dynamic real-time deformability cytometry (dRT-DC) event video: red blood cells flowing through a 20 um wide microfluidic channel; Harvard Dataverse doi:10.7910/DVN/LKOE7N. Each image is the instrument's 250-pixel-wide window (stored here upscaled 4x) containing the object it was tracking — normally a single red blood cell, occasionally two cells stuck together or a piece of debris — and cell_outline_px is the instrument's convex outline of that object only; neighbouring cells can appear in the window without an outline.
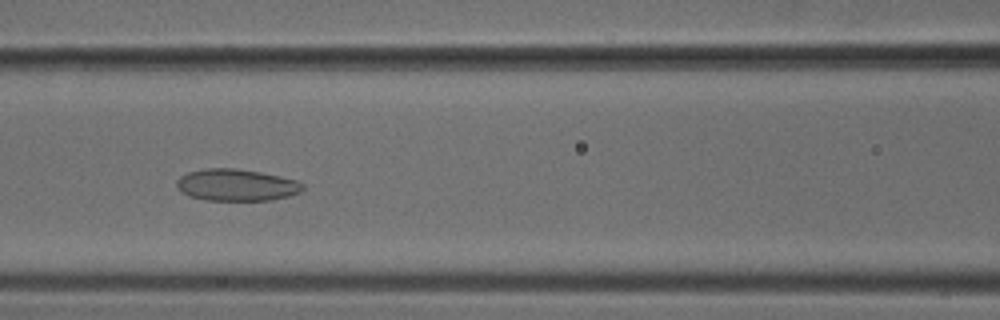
{"species": "common noctule bat (a hibernating species)", "species_latin": "Nyctalus noctula", "temperature_condition": "cold", "stored_images_in_passage": 40, "camera_frame_rate_fps": 3000, "um_per_image_px": 0.085, "animal": {"sex": "male", "body_mass_g": 18.8}, "frame": {"image": 1, "passage_image": 16, "time_ms": 5.0, "image_size_px": [1000, 320], "cell_outline_px": [[304, 188], [300, 192], [288, 196], [272, 200], [204, 200], [188, 196], [180, 192], [176, 188], [176, 180], [180, 176], [188, 172], [208, 168], [236, 168], [260, 172], [280, 176], [296, 180], [304, 184]], "centroid_in_image_um": [20.06, 15.73], "position_along_channel_um": 146.5, "area_um2": 23.58}}
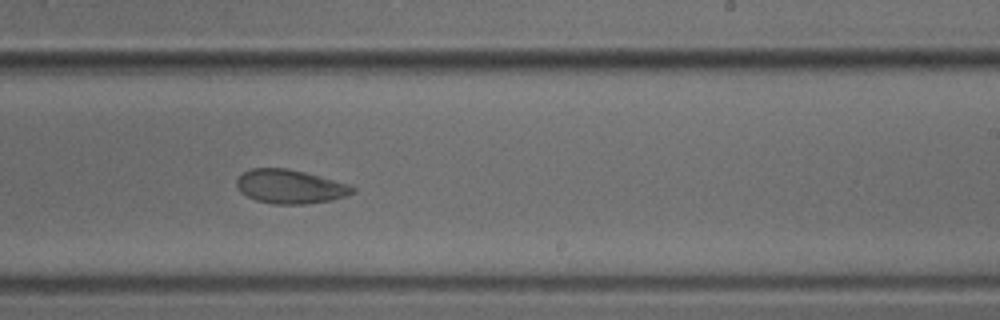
{"frame": {"image": 2, "passage_image": 25, "time_ms": 8.0, "image_size_px": [1000, 320], "cell_outline_px": [[356, 192], [332, 200], [304, 204], [272, 204], [256, 200], [240, 192], [236, 188], [236, 176], [252, 168], [284, 168], [304, 172], [352, 184], [356, 188]], "centroid_in_image_um": [24.66, 15.86], "position_along_channel_um": 264.3, "area_um2": 23.12}}
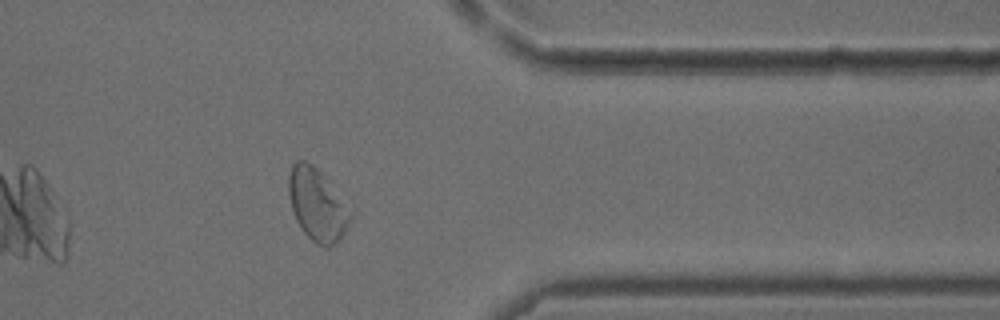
{"frame": {"image": 3, "passage_image": 35, "time_ms": 11.333, "image_size_px": [1000, 320], "cell_outline_px": [[352, 216], [344, 232], [328, 248], [324, 248], [316, 244], [300, 228], [296, 220], [288, 196], [288, 176], [292, 164], [296, 160], [304, 160], [312, 164], [320, 172], [352, 212]], "centroid_in_image_um": [26.91, 17.39], "position_along_channel_um": 384.5, "area_um2": 25.55}}